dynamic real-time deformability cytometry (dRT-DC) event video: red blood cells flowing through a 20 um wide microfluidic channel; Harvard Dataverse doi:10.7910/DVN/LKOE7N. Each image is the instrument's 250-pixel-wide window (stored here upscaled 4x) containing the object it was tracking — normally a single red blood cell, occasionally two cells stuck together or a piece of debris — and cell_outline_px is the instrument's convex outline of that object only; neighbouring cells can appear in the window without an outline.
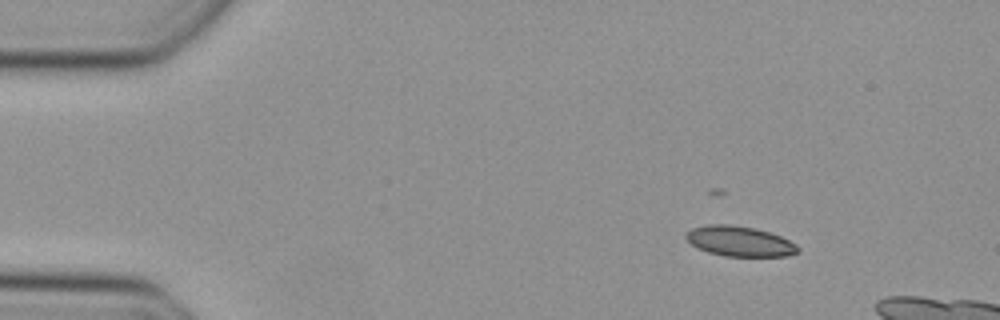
{"species": "Egyptian fruit bat (a non-hibernating species)", "species_latin": "Rousettus aegyptiacus", "temperature_condition": "cold", "stored_images_in_passage": 39, "camera_frame_rate_fps": 3000, "um_per_image_px": 0.085, "animal": {"sex": "female"}, "frame": {"image": 1, "passage_image": 1, "time_ms": 0.0, "image_size_px": [1000, 320], "cell_outline_px": [[800, 252], [784, 256], [724, 256], [708, 252], [692, 244], [684, 236], [692, 228], [712, 224], [724, 224], [752, 228], [768, 232], [780, 236], [796, 244], [800, 248]], "centroid_in_image_um": [62.89, 20.52], "position_along_channel_um": 22.1, "area_um2": 19.31}}
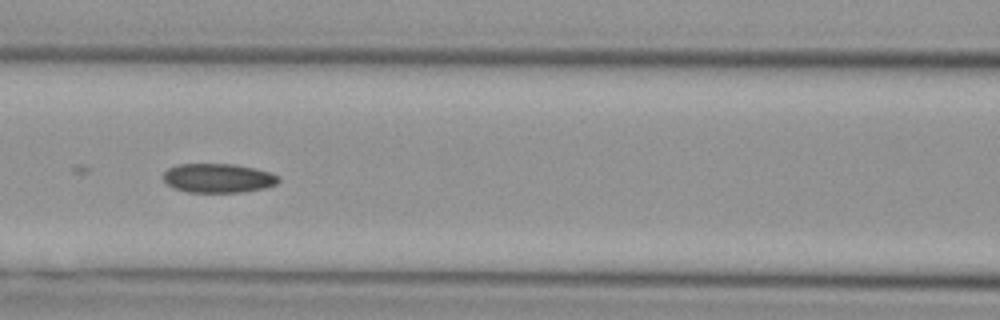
{"frame": {"image": 2, "passage_image": 16, "time_ms": 5.0, "image_size_px": [1000, 320], "cell_outline_px": [[280, 180], [276, 184], [264, 188], [240, 192], [188, 192], [176, 188], [168, 184], [164, 180], [164, 172], [168, 168], [180, 164], [232, 164], [252, 168], [268, 172], [276, 176]], "centroid_in_image_um": [18.52, 15.14], "position_along_channel_um": 148.1, "area_um2": 19.19}}
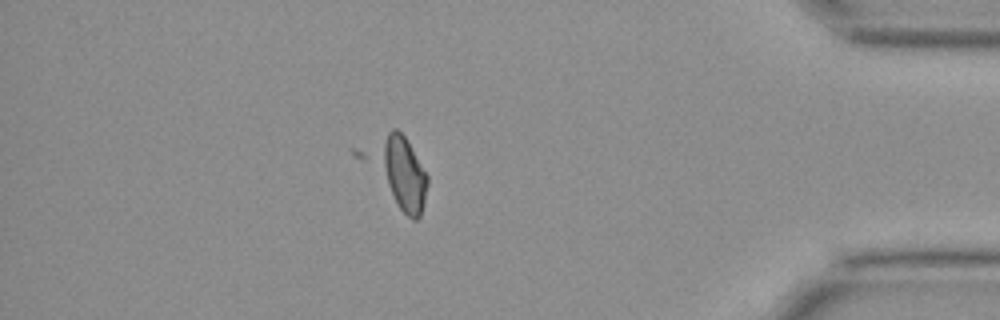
{"frame": {"image": 3, "passage_image": 37, "time_ms": 12.0, "image_size_px": [1000, 320], "cell_outline_px": [[428, 184], [424, 204], [420, 216], [416, 220], [412, 220], [400, 208], [388, 184], [376, 156], [388, 132], [392, 128], [396, 128], [404, 136], [428, 176]], "centroid_in_image_um": [34.3, 14.75], "position_along_channel_um": 400.9, "area_um2": 20.0}}